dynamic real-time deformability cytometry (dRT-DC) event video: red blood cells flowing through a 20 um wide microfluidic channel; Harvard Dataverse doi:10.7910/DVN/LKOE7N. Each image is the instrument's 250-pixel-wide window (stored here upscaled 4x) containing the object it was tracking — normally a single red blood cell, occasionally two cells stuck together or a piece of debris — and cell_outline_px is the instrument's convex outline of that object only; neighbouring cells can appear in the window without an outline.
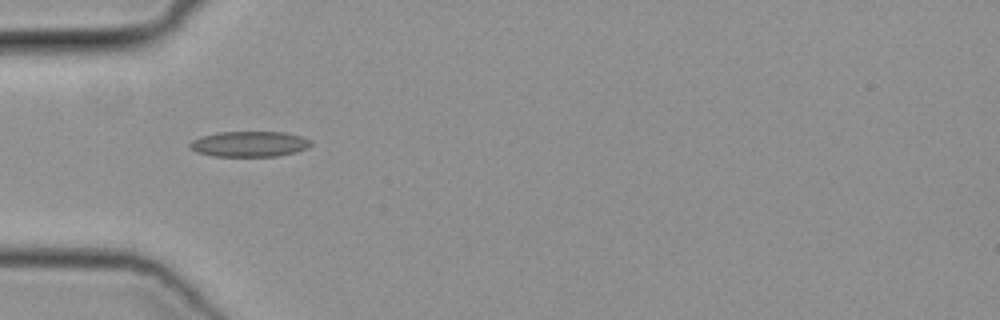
{"species": "common noctule bat (a hibernating species)", "species_latin": "Nyctalus noctula", "temperature_condition": "cold", "stored_images_in_passage": 34, "camera_frame_rate_fps": 3000, "um_per_image_px": 0.085, "animal": {"sex": "female", "body_mass_g": 19.3, "forearm_length_mm": 54.1}, "frame": {"image": 1, "passage_image": 1, "time_ms": 0.0, "image_size_px": [1000, 320], "cell_outline_px": [[312, 144], [308, 148], [296, 152], [276, 156], [212, 156], [196, 152], [188, 148], [188, 144], [192, 140], [200, 136], [220, 132], [284, 132], [300, 136], [312, 140]], "centroid_in_image_um": [21.18, 12.24], "position_along_channel_um": 63.8, "area_um2": 18.15}}
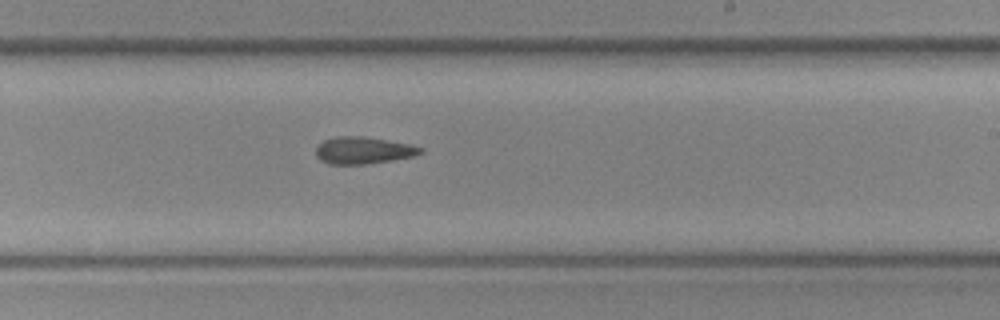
{"frame": {"image": 2, "passage_image": 15, "time_ms": 4.667, "image_size_px": [1000, 320], "cell_outline_px": [[424, 152], [412, 156], [392, 160], [364, 164], [328, 164], [320, 160], [316, 156], [316, 148], [324, 140], [336, 136], [364, 136], [408, 144], [424, 148]], "centroid_in_image_um": [30.86, 12.78], "position_along_channel_um": 258.1, "area_um2": 16.36}}
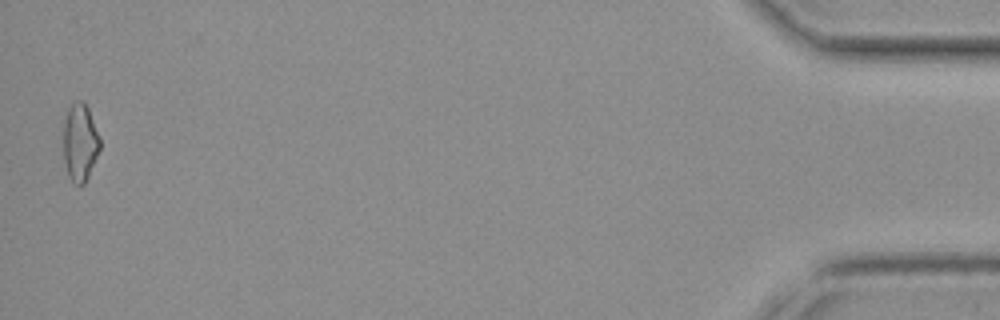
{"frame": {"image": 3, "passage_image": 34, "time_ms": 11.0, "image_size_px": [1000, 320], "cell_outline_px": [[100, 148], [88, 176], [84, 184], [76, 184], [68, 176], [64, 160], [64, 120], [68, 108], [76, 100], [80, 100], [88, 108], [100, 136]], "centroid_in_image_um": [6.8, 12.09], "position_along_channel_um": 428.4, "area_um2": 16.36}}